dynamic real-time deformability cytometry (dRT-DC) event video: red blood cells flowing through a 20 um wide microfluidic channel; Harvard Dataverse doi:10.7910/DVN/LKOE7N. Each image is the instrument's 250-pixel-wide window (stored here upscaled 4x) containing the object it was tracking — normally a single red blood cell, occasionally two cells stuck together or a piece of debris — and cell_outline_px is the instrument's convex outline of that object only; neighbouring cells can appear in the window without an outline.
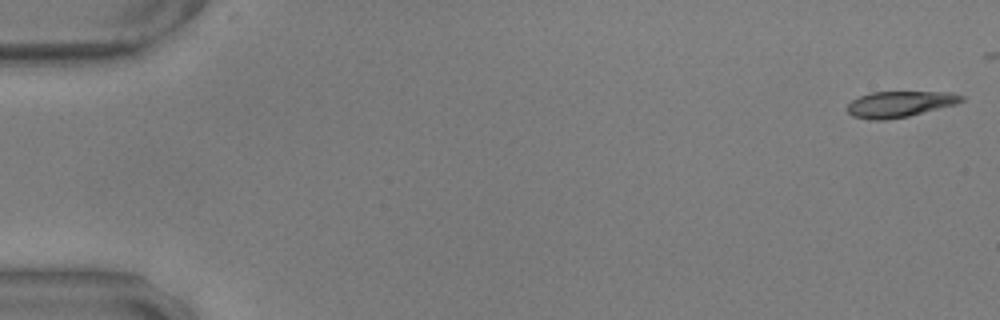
{"species": "common noctule bat (a hibernating species)", "species_latin": "Nyctalus noctula", "temperature_condition": "warm", "stored_images_in_passage": 9, "camera_frame_rate_fps": 3000, "um_per_image_px": 0.085, "animal": {"sex": "male", "body_mass_g": 17.9, "forearm_length_mm": 54.2}, "frame": {"image": 1, "passage_image": 1, "time_ms": 0.0, "image_size_px": [1000, 320], "cell_outline_px": [[964, 100], [956, 104], [908, 116], [884, 120], [872, 120], [852, 116], [848, 112], [848, 104], [852, 100], [860, 96], [872, 92], [952, 92], [964, 96]], "centroid_in_image_um": [76.49, 8.84], "position_along_channel_um": 8.5, "area_um2": 17.17}}